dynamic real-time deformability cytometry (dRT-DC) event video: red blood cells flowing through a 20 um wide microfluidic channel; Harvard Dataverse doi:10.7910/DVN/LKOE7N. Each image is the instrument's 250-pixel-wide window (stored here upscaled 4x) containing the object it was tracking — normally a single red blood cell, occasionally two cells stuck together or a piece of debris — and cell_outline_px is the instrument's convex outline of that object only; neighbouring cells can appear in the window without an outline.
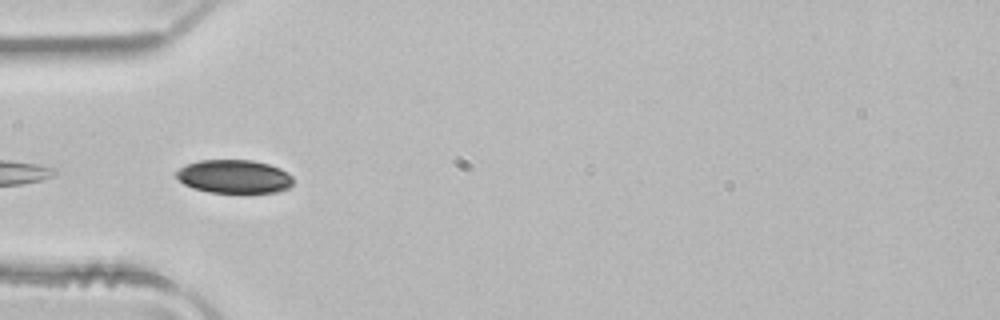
{"species": "common noctule bat (a hibernating species)", "species_latin": "Nyctalus noctula", "temperature_condition": "room temperature", "stored_images_in_passage": 5, "camera_frame_rate_fps": 3000, "um_per_image_px": 0.085, "animal": {"sex": "male", "body_mass_g": 21.5, "forearm_length_mm": 52.0}, "frame": {"image": 1, "passage_image": 4, "time_ms": 1.0, "image_size_px": [1000, 320], "cell_outline_px": [[292, 184], [288, 188], [280, 192], [208, 192], [192, 188], [184, 184], [176, 176], [176, 172], [184, 164], [200, 160], [252, 160], [268, 164], [280, 168], [288, 172], [292, 176]], "centroid_in_image_um": [19.9, 15.0], "position_along_channel_um": 65.1, "area_um2": 22.83}}
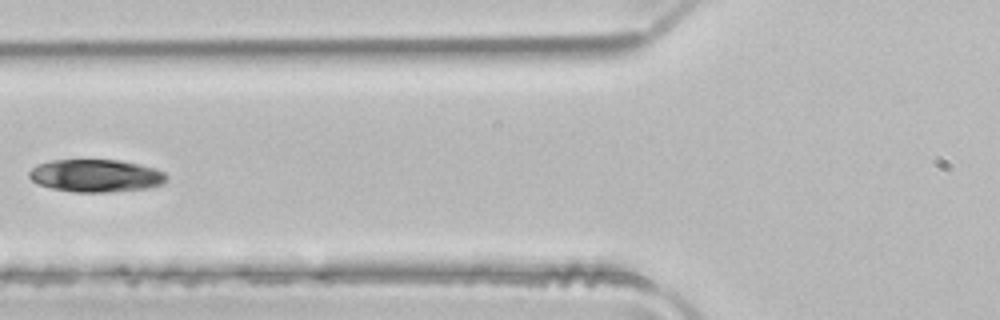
{"frame": {"image": 2, "passage_image": 5, "time_ms": 1.333, "image_size_px": [1000, 320], "cell_outline_px": [[168, 180], [160, 184], [144, 188], [108, 192], [76, 192], [52, 188], [36, 184], [28, 176], [28, 172], [36, 164], [52, 160], [120, 160], [140, 164], [156, 168], [164, 172], [168, 176]], "centroid_in_image_um": [8.13, 14.92], "position_along_channel_um": 117.7, "area_um2": 26.18}}